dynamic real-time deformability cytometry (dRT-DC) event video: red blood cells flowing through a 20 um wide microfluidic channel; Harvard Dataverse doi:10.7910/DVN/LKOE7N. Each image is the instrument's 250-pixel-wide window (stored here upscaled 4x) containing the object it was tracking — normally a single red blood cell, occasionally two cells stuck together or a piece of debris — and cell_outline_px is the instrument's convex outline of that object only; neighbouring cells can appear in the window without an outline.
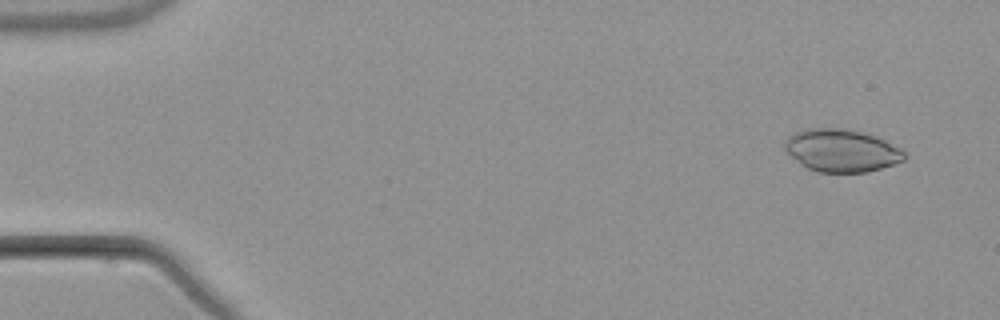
{"species": "common noctule bat (a hibernating species)", "species_latin": "Nyctalus noctula", "temperature_condition": "warm", "stored_images_in_passage": 4, "camera_frame_rate_fps": 3000, "um_per_image_px": 0.085, "animal": {"sex": "male", "body_mass_g": 21.5, "forearm_length_mm": 52.0}, "frame": {"image": 1, "passage_image": 1, "time_ms": 0.0, "image_size_px": [1000, 320], "cell_outline_px": [[908, 156], [904, 160], [868, 172], [820, 172], [808, 168], [800, 164], [784, 148], [784, 140], [788, 136], [796, 132], [808, 128], [844, 128], [876, 136], [900, 148]], "centroid_in_image_um": [71.53, 12.79], "position_along_channel_um": 13.5, "area_um2": 29.54}}
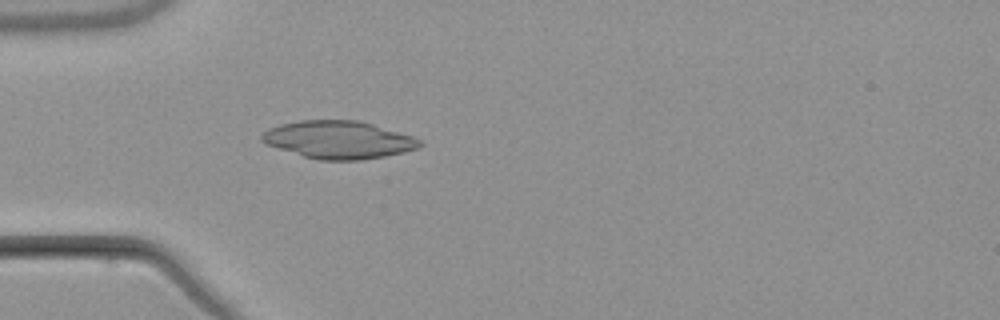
{"frame": {"image": 2, "passage_image": 4, "time_ms": 4.333, "image_size_px": [1000, 320], "cell_outline_px": [[424, 144], [416, 148], [404, 152], [384, 156], [360, 160], [320, 160], [304, 156], [264, 144], [260, 140], [260, 136], [268, 128], [280, 124], [300, 120], [360, 120], [412, 136], [420, 140]], "centroid_in_image_um": [28.75, 11.87], "position_along_channel_um": 56.3, "area_um2": 34.68}}